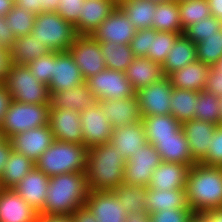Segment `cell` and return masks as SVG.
<instances>
[{"label": "cell", "instance_id": "6da1fadb", "mask_svg": "<svg viewBox=\"0 0 222 222\" xmlns=\"http://www.w3.org/2000/svg\"><path fill=\"white\" fill-rule=\"evenodd\" d=\"M126 159L112 143L93 146L87 151L88 190L112 191L124 183Z\"/></svg>", "mask_w": 222, "mask_h": 222}, {"label": "cell", "instance_id": "7a4b0ae2", "mask_svg": "<svg viewBox=\"0 0 222 222\" xmlns=\"http://www.w3.org/2000/svg\"><path fill=\"white\" fill-rule=\"evenodd\" d=\"M185 189L188 205L196 216L222 207V167L195 163L189 169Z\"/></svg>", "mask_w": 222, "mask_h": 222}, {"label": "cell", "instance_id": "3957f363", "mask_svg": "<svg viewBox=\"0 0 222 222\" xmlns=\"http://www.w3.org/2000/svg\"><path fill=\"white\" fill-rule=\"evenodd\" d=\"M85 172H72L50 177L45 205L38 214H72L85 206L88 195Z\"/></svg>", "mask_w": 222, "mask_h": 222}, {"label": "cell", "instance_id": "277c9868", "mask_svg": "<svg viewBox=\"0 0 222 222\" xmlns=\"http://www.w3.org/2000/svg\"><path fill=\"white\" fill-rule=\"evenodd\" d=\"M87 151L83 144L54 140L35 162V167L48 177L85 172Z\"/></svg>", "mask_w": 222, "mask_h": 222}, {"label": "cell", "instance_id": "5b68a950", "mask_svg": "<svg viewBox=\"0 0 222 222\" xmlns=\"http://www.w3.org/2000/svg\"><path fill=\"white\" fill-rule=\"evenodd\" d=\"M31 34L50 51H68L77 36L74 26L57 12H41L35 17Z\"/></svg>", "mask_w": 222, "mask_h": 222}, {"label": "cell", "instance_id": "8992f818", "mask_svg": "<svg viewBox=\"0 0 222 222\" xmlns=\"http://www.w3.org/2000/svg\"><path fill=\"white\" fill-rule=\"evenodd\" d=\"M4 84L14 101L27 104H50L48 86L40 82L26 65L12 63Z\"/></svg>", "mask_w": 222, "mask_h": 222}, {"label": "cell", "instance_id": "52a82bcc", "mask_svg": "<svg viewBox=\"0 0 222 222\" xmlns=\"http://www.w3.org/2000/svg\"><path fill=\"white\" fill-rule=\"evenodd\" d=\"M50 104H27L12 100L1 130L6 139L29 129L49 125Z\"/></svg>", "mask_w": 222, "mask_h": 222}, {"label": "cell", "instance_id": "ba28073f", "mask_svg": "<svg viewBox=\"0 0 222 222\" xmlns=\"http://www.w3.org/2000/svg\"><path fill=\"white\" fill-rule=\"evenodd\" d=\"M97 101L126 99L136 94L125 72L105 69L85 80Z\"/></svg>", "mask_w": 222, "mask_h": 222}, {"label": "cell", "instance_id": "9c48e42d", "mask_svg": "<svg viewBox=\"0 0 222 222\" xmlns=\"http://www.w3.org/2000/svg\"><path fill=\"white\" fill-rule=\"evenodd\" d=\"M161 163V156L152 144L140 146V149L126 160L123 184L148 187L154 169Z\"/></svg>", "mask_w": 222, "mask_h": 222}, {"label": "cell", "instance_id": "30bf717a", "mask_svg": "<svg viewBox=\"0 0 222 222\" xmlns=\"http://www.w3.org/2000/svg\"><path fill=\"white\" fill-rule=\"evenodd\" d=\"M68 51L85 80L106 69L99 41L91 35H77Z\"/></svg>", "mask_w": 222, "mask_h": 222}, {"label": "cell", "instance_id": "8fae6325", "mask_svg": "<svg viewBox=\"0 0 222 222\" xmlns=\"http://www.w3.org/2000/svg\"><path fill=\"white\" fill-rule=\"evenodd\" d=\"M173 86L164 76L158 82L136 92L141 117L171 114V95Z\"/></svg>", "mask_w": 222, "mask_h": 222}, {"label": "cell", "instance_id": "7c38bea8", "mask_svg": "<svg viewBox=\"0 0 222 222\" xmlns=\"http://www.w3.org/2000/svg\"><path fill=\"white\" fill-rule=\"evenodd\" d=\"M103 114V108L97 101L79 115L83 130V145L87 149L111 140L114 129Z\"/></svg>", "mask_w": 222, "mask_h": 222}, {"label": "cell", "instance_id": "4fadbf2b", "mask_svg": "<svg viewBox=\"0 0 222 222\" xmlns=\"http://www.w3.org/2000/svg\"><path fill=\"white\" fill-rule=\"evenodd\" d=\"M136 29L127 15L117 5L112 13L92 33L99 42H114L115 44H130Z\"/></svg>", "mask_w": 222, "mask_h": 222}, {"label": "cell", "instance_id": "5bb4252c", "mask_svg": "<svg viewBox=\"0 0 222 222\" xmlns=\"http://www.w3.org/2000/svg\"><path fill=\"white\" fill-rule=\"evenodd\" d=\"M9 140L13 150L35 163L55 139L49 125H43L13 135Z\"/></svg>", "mask_w": 222, "mask_h": 222}, {"label": "cell", "instance_id": "9a60e30c", "mask_svg": "<svg viewBox=\"0 0 222 222\" xmlns=\"http://www.w3.org/2000/svg\"><path fill=\"white\" fill-rule=\"evenodd\" d=\"M80 113L69 109L49 106V127L54 139L63 142L83 144V130Z\"/></svg>", "mask_w": 222, "mask_h": 222}, {"label": "cell", "instance_id": "2e32d148", "mask_svg": "<svg viewBox=\"0 0 222 222\" xmlns=\"http://www.w3.org/2000/svg\"><path fill=\"white\" fill-rule=\"evenodd\" d=\"M85 206L97 222H125L128 216L112 191L89 190Z\"/></svg>", "mask_w": 222, "mask_h": 222}, {"label": "cell", "instance_id": "e0dca14e", "mask_svg": "<svg viewBox=\"0 0 222 222\" xmlns=\"http://www.w3.org/2000/svg\"><path fill=\"white\" fill-rule=\"evenodd\" d=\"M82 83H85V79L70 52L56 51V65L48 86L50 96L55 92L70 90Z\"/></svg>", "mask_w": 222, "mask_h": 222}, {"label": "cell", "instance_id": "ac0fdd59", "mask_svg": "<svg viewBox=\"0 0 222 222\" xmlns=\"http://www.w3.org/2000/svg\"><path fill=\"white\" fill-rule=\"evenodd\" d=\"M37 215L13 188L0 189V222H36Z\"/></svg>", "mask_w": 222, "mask_h": 222}, {"label": "cell", "instance_id": "d6986e66", "mask_svg": "<svg viewBox=\"0 0 222 222\" xmlns=\"http://www.w3.org/2000/svg\"><path fill=\"white\" fill-rule=\"evenodd\" d=\"M105 118L111 123L113 129L131 125L141 120L137 94L117 100H101Z\"/></svg>", "mask_w": 222, "mask_h": 222}, {"label": "cell", "instance_id": "ffe728a7", "mask_svg": "<svg viewBox=\"0 0 222 222\" xmlns=\"http://www.w3.org/2000/svg\"><path fill=\"white\" fill-rule=\"evenodd\" d=\"M50 177L34 167L13 188L38 213L45 205Z\"/></svg>", "mask_w": 222, "mask_h": 222}, {"label": "cell", "instance_id": "44dd1931", "mask_svg": "<svg viewBox=\"0 0 222 222\" xmlns=\"http://www.w3.org/2000/svg\"><path fill=\"white\" fill-rule=\"evenodd\" d=\"M217 125L192 119L182 123V130L187 138L191 156L196 163H199L205 156L210 146Z\"/></svg>", "mask_w": 222, "mask_h": 222}, {"label": "cell", "instance_id": "7402d4cb", "mask_svg": "<svg viewBox=\"0 0 222 222\" xmlns=\"http://www.w3.org/2000/svg\"><path fill=\"white\" fill-rule=\"evenodd\" d=\"M119 0H85L78 19V35H92L117 7Z\"/></svg>", "mask_w": 222, "mask_h": 222}, {"label": "cell", "instance_id": "603a6c76", "mask_svg": "<svg viewBox=\"0 0 222 222\" xmlns=\"http://www.w3.org/2000/svg\"><path fill=\"white\" fill-rule=\"evenodd\" d=\"M189 169L185 164L162 162L154 169L148 187L161 191L185 189Z\"/></svg>", "mask_w": 222, "mask_h": 222}, {"label": "cell", "instance_id": "cb8c5ba5", "mask_svg": "<svg viewBox=\"0 0 222 222\" xmlns=\"http://www.w3.org/2000/svg\"><path fill=\"white\" fill-rule=\"evenodd\" d=\"M152 145L159 152L162 162L185 164L190 167L196 163L191 156L187 138L182 129L174 134V137L157 138Z\"/></svg>", "mask_w": 222, "mask_h": 222}, {"label": "cell", "instance_id": "d4e9b609", "mask_svg": "<svg viewBox=\"0 0 222 222\" xmlns=\"http://www.w3.org/2000/svg\"><path fill=\"white\" fill-rule=\"evenodd\" d=\"M125 76L130 81L135 92L158 82L164 77L162 65L147 57H134L125 70Z\"/></svg>", "mask_w": 222, "mask_h": 222}, {"label": "cell", "instance_id": "484cf974", "mask_svg": "<svg viewBox=\"0 0 222 222\" xmlns=\"http://www.w3.org/2000/svg\"><path fill=\"white\" fill-rule=\"evenodd\" d=\"M110 143L122 152L126 160H129L140 146L148 143L142 120L114 129Z\"/></svg>", "mask_w": 222, "mask_h": 222}, {"label": "cell", "instance_id": "4316f807", "mask_svg": "<svg viewBox=\"0 0 222 222\" xmlns=\"http://www.w3.org/2000/svg\"><path fill=\"white\" fill-rule=\"evenodd\" d=\"M97 102L88 85L82 83L70 90L55 92L50 97V104L57 109H69L82 113Z\"/></svg>", "mask_w": 222, "mask_h": 222}, {"label": "cell", "instance_id": "83f0119b", "mask_svg": "<svg viewBox=\"0 0 222 222\" xmlns=\"http://www.w3.org/2000/svg\"><path fill=\"white\" fill-rule=\"evenodd\" d=\"M209 68L208 64L197 60L171 73L168 78L173 88L199 92L203 91L206 87Z\"/></svg>", "mask_w": 222, "mask_h": 222}, {"label": "cell", "instance_id": "f1b7e54d", "mask_svg": "<svg viewBox=\"0 0 222 222\" xmlns=\"http://www.w3.org/2000/svg\"><path fill=\"white\" fill-rule=\"evenodd\" d=\"M195 61H197L196 44L184 34H181L176 39L162 65L163 74L168 77L171 73Z\"/></svg>", "mask_w": 222, "mask_h": 222}, {"label": "cell", "instance_id": "f546056e", "mask_svg": "<svg viewBox=\"0 0 222 222\" xmlns=\"http://www.w3.org/2000/svg\"><path fill=\"white\" fill-rule=\"evenodd\" d=\"M145 210L148 214L170 210L171 208H190L186 189L154 190L146 187Z\"/></svg>", "mask_w": 222, "mask_h": 222}, {"label": "cell", "instance_id": "4dcf8cb0", "mask_svg": "<svg viewBox=\"0 0 222 222\" xmlns=\"http://www.w3.org/2000/svg\"><path fill=\"white\" fill-rule=\"evenodd\" d=\"M157 2L152 0H119L118 6L133 23L136 30L152 28Z\"/></svg>", "mask_w": 222, "mask_h": 222}, {"label": "cell", "instance_id": "1f68e13d", "mask_svg": "<svg viewBox=\"0 0 222 222\" xmlns=\"http://www.w3.org/2000/svg\"><path fill=\"white\" fill-rule=\"evenodd\" d=\"M11 50V62L18 65H27L50 52L49 48L35 39L32 34L15 39Z\"/></svg>", "mask_w": 222, "mask_h": 222}, {"label": "cell", "instance_id": "d6a6232c", "mask_svg": "<svg viewBox=\"0 0 222 222\" xmlns=\"http://www.w3.org/2000/svg\"><path fill=\"white\" fill-rule=\"evenodd\" d=\"M147 141L153 144L157 138L174 137L182 124L171 114L141 117Z\"/></svg>", "mask_w": 222, "mask_h": 222}, {"label": "cell", "instance_id": "836d02e7", "mask_svg": "<svg viewBox=\"0 0 222 222\" xmlns=\"http://www.w3.org/2000/svg\"><path fill=\"white\" fill-rule=\"evenodd\" d=\"M35 167V163L12 149L0 177L1 188H14Z\"/></svg>", "mask_w": 222, "mask_h": 222}, {"label": "cell", "instance_id": "e575fe53", "mask_svg": "<svg viewBox=\"0 0 222 222\" xmlns=\"http://www.w3.org/2000/svg\"><path fill=\"white\" fill-rule=\"evenodd\" d=\"M152 28L156 31L182 33L178 1L157 3Z\"/></svg>", "mask_w": 222, "mask_h": 222}, {"label": "cell", "instance_id": "d590c367", "mask_svg": "<svg viewBox=\"0 0 222 222\" xmlns=\"http://www.w3.org/2000/svg\"><path fill=\"white\" fill-rule=\"evenodd\" d=\"M198 91L173 88L171 95V115L181 124L195 118Z\"/></svg>", "mask_w": 222, "mask_h": 222}, {"label": "cell", "instance_id": "8d00e7d4", "mask_svg": "<svg viewBox=\"0 0 222 222\" xmlns=\"http://www.w3.org/2000/svg\"><path fill=\"white\" fill-rule=\"evenodd\" d=\"M101 53L107 69L125 72L134 56L130 44H115L114 42H99Z\"/></svg>", "mask_w": 222, "mask_h": 222}, {"label": "cell", "instance_id": "74e56055", "mask_svg": "<svg viewBox=\"0 0 222 222\" xmlns=\"http://www.w3.org/2000/svg\"><path fill=\"white\" fill-rule=\"evenodd\" d=\"M127 214H140L145 210L146 187L141 185H120L112 190Z\"/></svg>", "mask_w": 222, "mask_h": 222}, {"label": "cell", "instance_id": "f35d334b", "mask_svg": "<svg viewBox=\"0 0 222 222\" xmlns=\"http://www.w3.org/2000/svg\"><path fill=\"white\" fill-rule=\"evenodd\" d=\"M178 7L180 11L182 33L192 24L199 23L201 20L211 16L207 0H188L178 2Z\"/></svg>", "mask_w": 222, "mask_h": 222}, {"label": "cell", "instance_id": "ab89813d", "mask_svg": "<svg viewBox=\"0 0 222 222\" xmlns=\"http://www.w3.org/2000/svg\"><path fill=\"white\" fill-rule=\"evenodd\" d=\"M195 119L216 125L222 124V117L219 110V97L205 90L199 91L197 106L195 108Z\"/></svg>", "mask_w": 222, "mask_h": 222}, {"label": "cell", "instance_id": "60d3db41", "mask_svg": "<svg viewBox=\"0 0 222 222\" xmlns=\"http://www.w3.org/2000/svg\"><path fill=\"white\" fill-rule=\"evenodd\" d=\"M183 33H171L165 31H156L152 28L151 50L146 56L151 61L163 65L168 53L172 49L176 39Z\"/></svg>", "mask_w": 222, "mask_h": 222}, {"label": "cell", "instance_id": "b9f144b4", "mask_svg": "<svg viewBox=\"0 0 222 222\" xmlns=\"http://www.w3.org/2000/svg\"><path fill=\"white\" fill-rule=\"evenodd\" d=\"M197 60L214 66L222 57V29L207 37L202 42L196 43Z\"/></svg>", "mask_w": 222, "mask_h": 222}, {"label": "cell", "instance_id": "7bdbcfd3", "mask_svg": "<svg viewBox=\"0 0 222 222\" xmlns=\"http://www.w3.org/2000/svg\"><path fill=\"white\" fill-rule=\"evenodd\" d=\"M36 14L14 7L5 15L6 25L16 38L29 35L34 26Z\"/></svg>", "mask_w": 222, "mask_h": 222}, {"label": "cell", "instance_id": "ee69618b", "mask_svg": "<svg viewBox=\"0 0 222 222\" xmlns=\"http://www.w3.org/2000/svg\"><path fill=\"white\" fill-rule=\"evenodd\" d=\"M222 29V22L214 16H210L187 27L183 34L195 44L202 42L207 37L214 35Z\"/></svg>", "mask_w": 222, "mask_h": 222}, {"label": "cell", "instance_id": "f6af8a7d", "mask_svg": "<svg viewBox=\"0 0 222 222\" xmlns=\"http://www.w3.org/2000/svg\"><path fill=\"white\" fill-rule=\"evenodd\" d=\"M54 65H56V51H50L48 54L32 60L26 66L40 82L49 86Z\"/></svg>", "mask_w": 222, "mask_h": 222}, {"label": "cell", "instance_id": "bcb514c9", "mask_svg": "<svg viewBox=\"0 0 222 222\" xmlns=\"http://www.w3.org/2000/svg\"><path fill=\"white\" fill-rule=\"evenodd\" d=\"M150 222H195L196 215L191 208H171L170 210L153 212Z\"/></svg>", "mask_w": 222, "mask_h": 222}, {"label": "cell", "instance_id": "7dc6e473", "mask_svg": "<svg viewBox=\"0 0 222 222\" xmlns=\"http://www.w3.org/2000/svg\"><path fill=\"white\" fill-rule=\"evenodd\" d=\"M206 156L199 162L207 166L222 167V124L217 125Z\"/></svg>", "mask_w": 222, "mask_h": 222}, {"label": "cell", "instance_id": "c3c4849f", "mask_svg": "<svg viewBox=\"0 0 222 222\" xmlns=\"http://www.w3.org/2000/svg\"><path fill=\"white\" fill-rule=\"evenodd\" d=\"M85 0H60L57 13L67 22L71 23L78 35L79 13Z\"/></svg>", "mask_w": 222, "mask_h": 222}, {"label": "cell", "instance_id": "681fc988", "mask_svg": "<svg viewBox=\"0 0 222 222\" xmlns=\"http://www.w3.org/2000/svg\"><path fill=\"white\" fill-rule=\"evenodd\" d=\"M152 28L137 30L131 39L130 47L134 57H146L151 50Z\"/></svg>", "mask_w": 222, "mask_h": 222}, {"label": "cell", "instance_id": "f907efd6", "mask_svg": "<svg viewBox=\"0 0 222 222\" xmlns=\"http://www.w3.org/2000/svg\"><path fill=\"white\" fill-rule=\"evenodd\" d=\"M210 94L222 97V73L211 66L207 75V84L204 89Z\"/></svg>", "mask_w": 222, "mask_h": 222}, {"label": "cell", "instance_id": "816d5d0a", "mask_svg": "<svg viewBox=\"0 0 222 222\" xmlns=\"http://www.w3.org/2000/svg\"><path fill=\"white\" fill-rule=\"evenodd\" d=\"M11 65V50L0 46V84L6 82Z\"/></svg>", "mask_w": 222, "mask_h": 222}, {"label": "cell", "instance_id": "f5cc1de1", "mask_svg": "<svg viewBox=\"0 0 222 222\" xmlns=\"http://www.w3.org/2000/svg\"><path fill=\"white\" fill-rule=\"evenodd\" d=\"M15 35L6 25L5 16H0V46L11 49L15 42Z\"/></svg>", "mask_w": 222, "mask_h": 222}, {"label": "cell", "instance_id": "db71d44e", "mask_svg": "<svg viewBox=\"0 0 222 222\" xmlns=\"http://www.w3.org/2000/svg\"><path fill=\"white\" fill-rule=\"evenodd\" d=\"M12 101L11 94L5 84H0V127L4 121V116L9 108Z\"/></svg>", "mask_w": 222, "mask_h": 222}, {"label": "cell", "instance_id": "11a10c76", "mask_svg": "<svg viewBox=\"0 0 222 222\" xmlns=\"http://www.w3.org/2000/svg\"><path fill=\"white\" fill-rule=\"evenodd\" d=\"M197 222H222V207L207 210L196 216Z\"/></svg>", "mask_w": 222, "mask_h": 222}, {"label": "cell", "instance_id": "9f6ffc18", "mask_svg": "<svg viewBox=\"0 0 222 222\" xmlns=\"http://www.w3.org/2000/svg\"><path fill=\"white\" fill-rule=\"evenodd\" d=\"M60 0H35V14L41 12H56L59 7Z\"/></svg>", "mask_w": 222, "mask_h": 222}, {"label": "cell", "instance_id": "6f0895ef", "mask_svg": "<svg viewBox=\"0 0 222 222\" xmlns=\"http://www.w3.org/2000/svg\"><path fill=\"white\" fill-rule=\"evenodd\" d=\"M72 216L75 222H97L95 216L86 206L77 208Z\"/></svg>", "mask_w": 222, "mask_h": 222}, {"label": "cell", "instance_id": "680465c9", "mask_svg": "<svg viewBox=\"0 0 222 222\" xmlns=\"http://www.w3.org/2000/svg\"><path fill=\"white\" fill-rule=\"evenodd\" d=\"M36 222H75L72 214H60V215H49V214H38Z\"/></svg>", "mask_w": 222, "mask_h": 222}, {"label": "cell", "instance_id": "91938a15", "mask_svg": "<svg viewBox=\"0 0 222 222\" xmlns=\"http://www.w3.org/2000/svg\"><path fill=\"white\" fill-rule=\"evenodd\" d=\"M12 151V145L9 139H5L0 143V177L4 171V165L8 160V157Z\"/></svg>", "mask_w": 222, "mask_h": 222}, {"label": "cell", "instance_id": "94428289", "mask_svg": "<svg viewBox=\"0 0 222 222\" xmlns=\"http://www.w3.org/2000/svg\"><path fill=\"white\" fill-rule=\"evenodd\" d=\"M211 16L222 22V0H207Z\"/></svg>", "mask_w": 222, "mask_h": 222}, {"label": "cell", "instance_id": "6125c7cd", "mask_svg": "<svg viewBox=\"0 0 222 222\" xmlns=\"http://www.w3.org/2000/svg\"><path fill=\"white\" fill-rule=\"evenodd\" d=\"M15 6L35 14V0H14Z\"/></svg>", "mask_w": 222, "mask_h": 222}, {"label": "cell", "instance_id": "be15d7a7", "mask_svg": "<svg viewBox=\"0 0 222 222\" xmlns=\"http://www.w3.org/2000/svg\"><path fill=\"white\" fill-rule=\"evenodd\" d=\"M125 222H150V215L144 211L140 214H128Z\"/></svg>", "mask_w": 222, "mask_h": 222}, {"label": "cell", "instance_id": "e7e4bbea", "mask_svg": "<svg viewBox=\"0 0 222 222\" xmlns=\"http://www.w3.org/2000/svg\"><path fill=\"white\" fill-rule=\"evenodd\" d=\"M14 5V0H0V16H5Z\"/></svg>", "mask_w": 222, "mask_h": 222}, {"label": "cell", "instance_id": "03108f58", "mask_svg": "<svg viewBox=\"0 0 222 222\" xmlns=\"http://www.w3.org/2000/svg\"><path fill=\"white\" fill-rule=\"evenodd\" d=\"M214 67L222 73V57L219 59V61L214 65Z\"/></svg>", "mask_w": 222, "mask_h": 222}, {"label": "cell", "instance_id": "003e7915", "mask_svg": "<svg viewBox=\"0 0 222 222\" xmlns=\"http://www.w3.org/2000/svg\"><path fill=\"white\" fill-rule=\"evenodd\" d=\"M219 110L222 117V97H219Z\"/></svg>", "mask_w": 222, "mask_h": 222}, {"label": "cell", "instance_id": "a7ac6f4b", "mask_svg": "<svg viewBox=\"0 0 222 222\" xmlns=\"http://www.w3.org/2000/svg\"><path fill=\"white\" fill-rule=\"evenodd\" d=\"M6 138L4 137V134L1 130V127H0V143H2Z\"/></svg>", "mask_w": 222, "mask_h": 222}, {"label": "cell", "instance_id": "89a4df30", "mask_svg": "<svg viewBox=\"0 0 222 222\" xmlns=\"http://www.w3.org/2000/svg\"><path fill=\"white\" fill-rule=\"evenodd\" d=\"M152 1H156L158 3V2H173L177 0H152Z\"/></svg>", "mask_w": 222, "mask_h": 222}, {"label": "cell", "instance_id": "2644e50d", "mask_svg": "<svg viewBox=\"0 0 222 222\" xmlns=\"http://www.w3.org/2000/svg\"><path fill=\"white\" fill-rule=\"evenodd\" d=\"M178 2L188 1V0H177Z\"/></svg>", "mask_w": 222, "mask_h": 222}]
</instances>
